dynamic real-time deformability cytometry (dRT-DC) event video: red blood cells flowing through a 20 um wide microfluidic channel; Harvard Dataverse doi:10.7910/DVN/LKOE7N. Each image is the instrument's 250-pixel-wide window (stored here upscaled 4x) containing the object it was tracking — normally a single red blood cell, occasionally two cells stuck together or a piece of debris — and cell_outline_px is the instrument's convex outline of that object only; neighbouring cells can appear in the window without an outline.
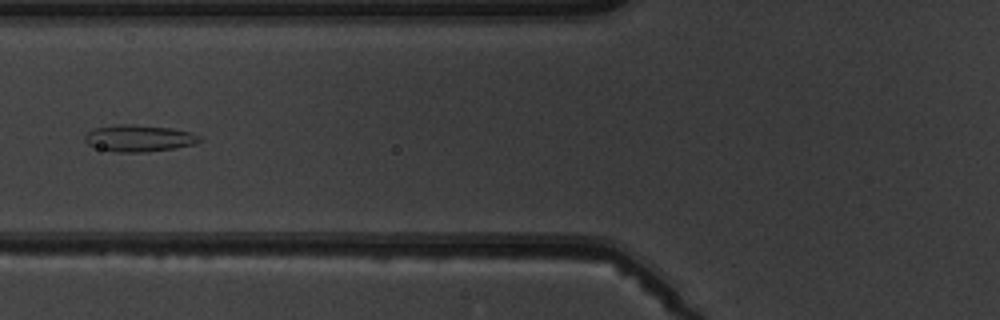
{"species": "common noctule bat (a hibernating species)", "species_latin": "Nyctalus noctula", "temperature_condition": "warm", "stored_images_in_passage": 6, "camera_frame_rate_fps": 3000, "um_per_image_px": 0.085, "animal": {"sex": "male", "body_mass_g": 19.5, "forearm_length_mm": 54.6}, "frame": {"image": 1, "passage_image": 6, "time_ms": 6.667, "image_size_px": [1000, 320], "cell_outline_px": [[204, 140], [192, 144], [172, 148], [144, 152], [116, 152], [100, 148], [88, 144], [84, 140], [84, 136], [92, 128], [116, 124], [132, 124], [172, 128], [192, 132], [200, 136]], "centroid_in_image_um": [11.81, 11.73], "position_along_channel_um": 114.0, "area_um2": 17.86}}